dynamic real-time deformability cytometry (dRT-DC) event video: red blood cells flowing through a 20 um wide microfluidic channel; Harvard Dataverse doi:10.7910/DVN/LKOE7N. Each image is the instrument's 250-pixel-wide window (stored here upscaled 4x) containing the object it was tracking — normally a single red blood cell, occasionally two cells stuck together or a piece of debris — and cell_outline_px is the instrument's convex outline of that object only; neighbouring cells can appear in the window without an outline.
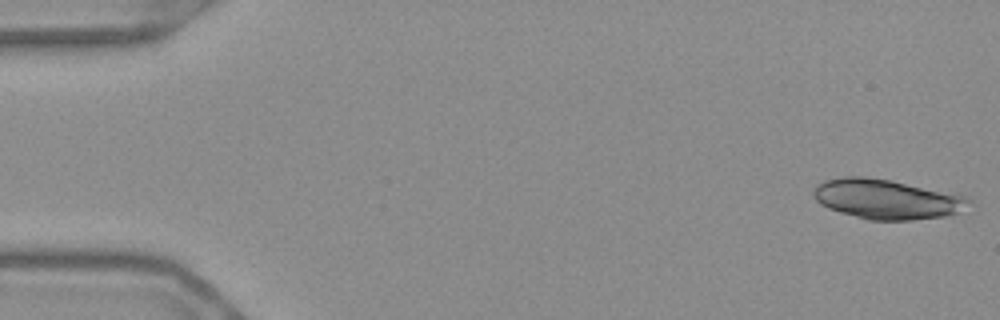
{"species": "Egyptian fruit bat (a non-hibernating species)", "species_latin": "Rousettus aegyptiacus", "temperature_condition": "warm", "stored_images_in_passage": 54, "camera_frame_rate_fps": 3000, "um_per_image_px": 0.085, "frame": {"image": 1, "passage_image": 1, "time_ms": 0.0, "image_size_px": [1000, 320], "cell_outline_px": [[972, 200], [960, 212], [948, 216], [912, 220], [868, 220], [840, 212], [828, 208], [820, 204], [812, 196], [812, 192], [816, 184], [824, 180], [844, 176], [864, 176], [892, 180], [964, 196]], "centroid_in_image_um": [75.31, 16.92], "position_along_channel_um": 9.7, "area_um2": 36.07}}
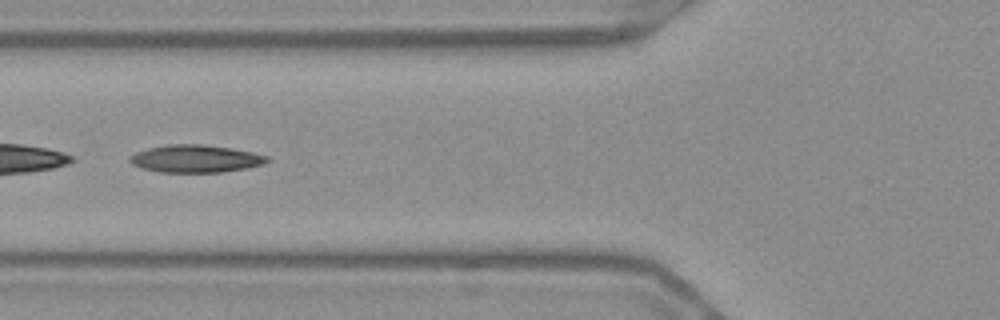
{"frame": {"image": 2, "passage_image": 21, "time_ms": 6.667, "image_size_px": [1000, 320], "cell_outline_px": [[272, 160], [264, 164], [248, 168], [224, 172], [160, 172], [140, 168], [132, 164], [128, 160], [128, 156], [136, 152], [148, 148], [168, 144], [204, 144], [232, 148], [252, 152], [268, 156]], "centroid_in_image_um": [16.63, 13.49], "position_along_channel_um": 109.2, "area_um2": 22.37}}
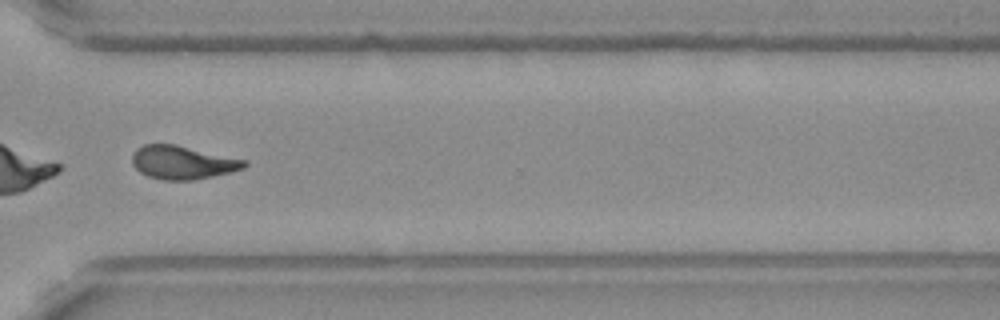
{"frame": {"image": 3, "passage_image": 41, "time_ms": 13.333, "image_size_px": [1000, 320], "cell_outline_px": [[248, 164], [244, 168], [212, 176], [192, 180], [164, 180], [148, 176], [140, 172], [132, 164], [132, 152], [136, 148], [144, 144], [176, 144], [248, 160]], "centroid_in_image_um": [15.51, 13.79], "position_along_channel_um": 355.1, "area_um2": 21.91}, "authors_computed_cell_mechanics": {"area_um2": 22.7443, "velocity_mm_per_s": 3.688, "shape_relaxation_time_tau1_ms": 8.7402, "shape_relaxation_time_tau2_ms": 2.9539, "deformation_change_tau1": 0.2036, "deformation_change_tau2": 0.1013}}